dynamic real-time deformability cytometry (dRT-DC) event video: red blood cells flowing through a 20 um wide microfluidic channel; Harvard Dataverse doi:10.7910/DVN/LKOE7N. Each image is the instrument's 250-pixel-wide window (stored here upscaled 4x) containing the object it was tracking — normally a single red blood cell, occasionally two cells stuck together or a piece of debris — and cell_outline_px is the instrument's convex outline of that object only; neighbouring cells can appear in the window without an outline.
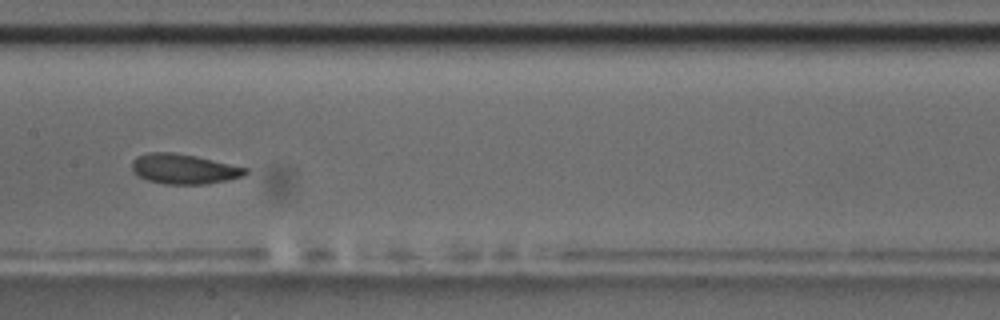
{"species": "common noctule bat (a hibernating species)", "species_latin": "Nyctalus noctula", "temperature_condition": "room temperature", "stored_images_in_passage": 7, "camera_frame_rate_fps": 3000, "um_per_image_px": 0.085, "animal": {"sex": "male", "body_mass_g": 17.5, "forearm_length_mm": 52.3}, "frame": {"image": 1, "passage_image": 6, "time_ms": 7.0, "image_size_px": [1000, 320], "cell_outline_px": [[248, 172], [244, 176], [228, 180], [204, 184], [164, 184], [148, 180], [132, 172], [132, 160], [136, 156], [148, 152], [172, 152], [196, 156], [248, 168]], "centroid_in_image_um": [15.62, 14.36], "position_along_channel_um": 191.8, "area_um2": 19.88}}